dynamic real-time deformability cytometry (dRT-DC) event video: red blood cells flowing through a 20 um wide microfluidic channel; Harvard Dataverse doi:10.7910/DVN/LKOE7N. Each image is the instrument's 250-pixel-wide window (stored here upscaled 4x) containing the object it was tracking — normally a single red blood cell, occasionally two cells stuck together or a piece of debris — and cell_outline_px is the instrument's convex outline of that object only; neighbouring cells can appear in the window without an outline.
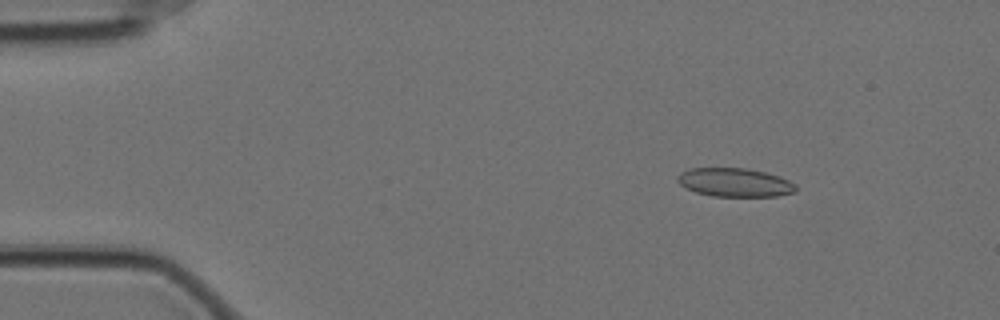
{"species": "Egyptian fruit bat (a non-hibernating species)", "species_latin": "Rousettus aegyptiacus", "temperature_condition": "cold", "stored_images_in_passage": 59, "camera_frame_rate_fps": 3000, "um_per_image_px": 0.085, "animal": {"sex": "female"}, "frame": {"image": 1, "passage_image": 8, "time_ms": 2.333, "image_size_px": [1000, 320], "cell_outline_px": [[796, 192], [776, 196], [712, 196], [696, 192], [680, 184], [676, 180], [676, 176], [680, 172], [692, 168], [748, 168], [780, 176], [796, 184]], "centroid_in_image_um": [62.46, 15.5], "position_along_channel_um": 22.5, "area_um2": 19.77}}
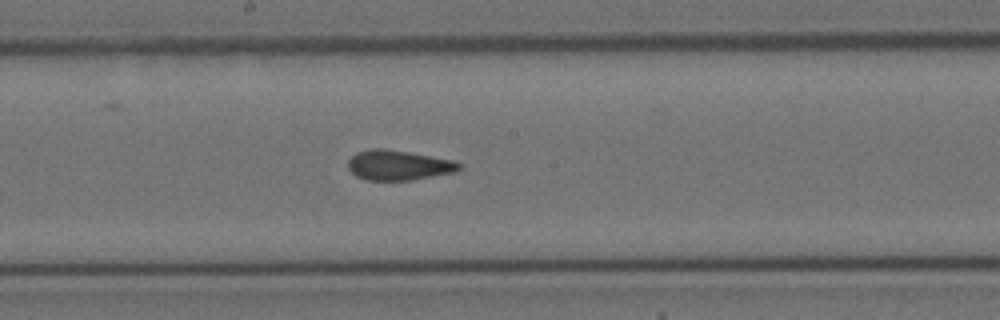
{"frame": {"image": 2, "passage_image": 31, "time_ms": 10.0, "image_size_px": [1000, 320], "cell_outline_px": [[460, 168], [456, 172], [412, 180], [368, 180], [356, 176], [348, 168], [348, 160], [356, 152], [372, 148], [384, 148], [408, 152], [452, 160], [460, 164]], "centroid_in_image_um": [33.84, 14.04], "position_along_channel_um": 214.4, "area_um2": 19.31}}
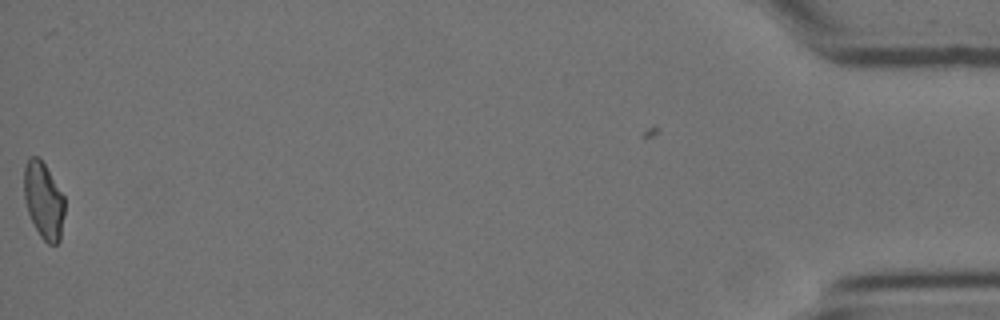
{"frame": {"image": 3, "passage_image": 58, "time_ms": 19.0, "image_size_px": [1000, 320], "cell_outline_px": [[64, 216], [60, 240], [56, 244], [48, 244], [40, 236], [28, 212], [24, 196], [24, 168], [28, 156], [40, 156], [64, 196]], "centroid_in_image_um": [3.71, 17.0], "position_along_channel_um": 431.5, "area_um2": 18.15}, "authors_computed_cell_mechanics": {"area_um2": 19.4208, "velocity_mm_per_s": 3.5075, "shape_relaxation_time_tau1_ms": null, "shape_relaxation_time_tau2_ms": 1.7198, "deformation_change_tau1": null, "deformation_change_tau2": 0.0952}}